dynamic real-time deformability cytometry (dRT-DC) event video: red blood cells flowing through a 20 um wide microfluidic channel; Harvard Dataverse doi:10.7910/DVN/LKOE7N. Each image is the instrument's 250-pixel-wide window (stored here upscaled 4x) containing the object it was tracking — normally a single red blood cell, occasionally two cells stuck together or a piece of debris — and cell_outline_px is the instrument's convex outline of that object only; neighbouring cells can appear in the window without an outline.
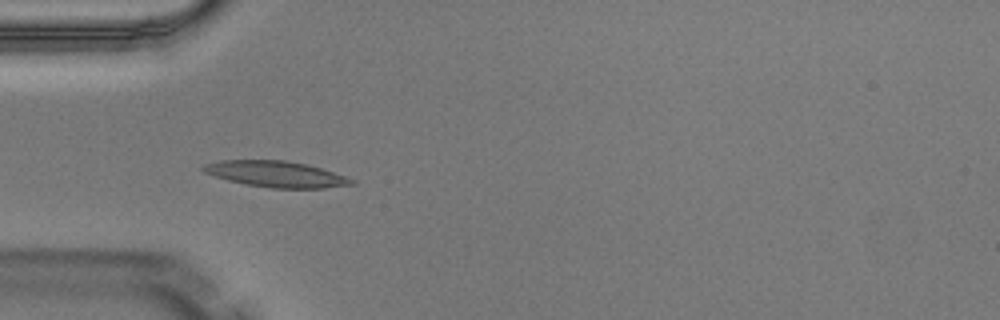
{"species": "Egyptian fruit bat (a non-hibernating species)", "species_latin": "Rousettus aegyptiacus", "temperature_condition": "warm", "stored_images_in_passage": 5, "camera_frame_rate_fps": 3000, "um_per_image_px": 0.085, "animal": {"sex": "male"}, "frame": {"image": 1, "passage_image": 4, "time_ms": 1.0, "image_size_px": [1000, 320], "cell_outline_px": [[356, 184], [324, 188], [272, 188], [248, 184], [228, 180], [204, 172], [200, 168], [204, 164], [220, 160], [284, 160], [308, 164], [356, 180]], "centroid_in_image_um": [23.47, 14.79], "position_along_channel_um": 61.5, "area_um2": 22.37}}